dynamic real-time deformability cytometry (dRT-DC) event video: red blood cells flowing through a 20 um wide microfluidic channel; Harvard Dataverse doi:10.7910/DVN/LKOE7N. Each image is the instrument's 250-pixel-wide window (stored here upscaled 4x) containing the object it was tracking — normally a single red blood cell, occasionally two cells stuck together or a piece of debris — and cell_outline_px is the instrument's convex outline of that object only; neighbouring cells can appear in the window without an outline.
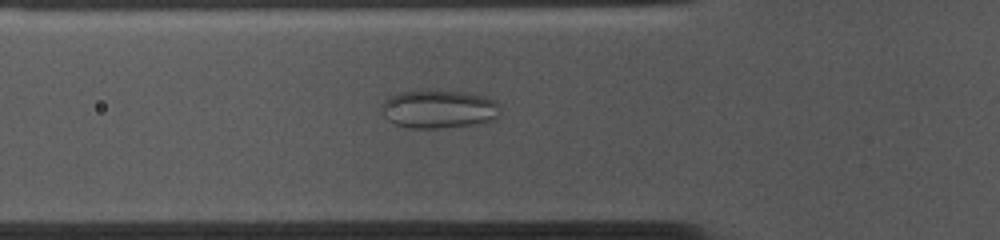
{"species": "common noctule bat (a hibernating species)", "species_latin": "Nyctalus noctula", "temperature_condition": "cold", "stored_images_in_passage": 53, "camera_frame_rate_fps": 3000, "um_per_image_px": 0.085, "animal": {"sex": "female", "body_mass_g": 10.0, "forearm_length_mm": 53.1}, "frame": {"image": 1, "passage_image": 17, "time_ms": 5.333, "image_size_px": [1000, 240], "cell_outline_px": [[500, 112], [496, 120], [476, 124], [440, 128], [412, 128], [396, 124], [388, 120], [384, 112], [384, 100], [400, 92], [464, 92], [484, 96], [496, 100], [500, 104]], "centroid_in_image_um": [37.4, 9.3], "position_along_channel_um": 88.4, "area_um2": 25.95}}
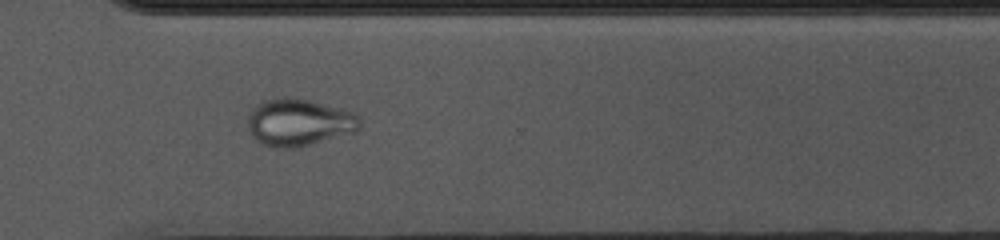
{"frame": {"image": 2, "passage_image": 38, "time_ms": 12.333, "image_size_px": [1000, 240], "cell_outline_px": [[360, 128], [356, 132], [292, 148], [276, 148], [264, 144], [248, 128], [248, 112], [252, 108], [264, 100], [280, 96], [284, 96], [308, 100], [352, 112], [360, 116]], "centroid_in_image_um": [25.41, 10.38], "position_along_channel_um": 345.2, "area_um2": 30.4}}
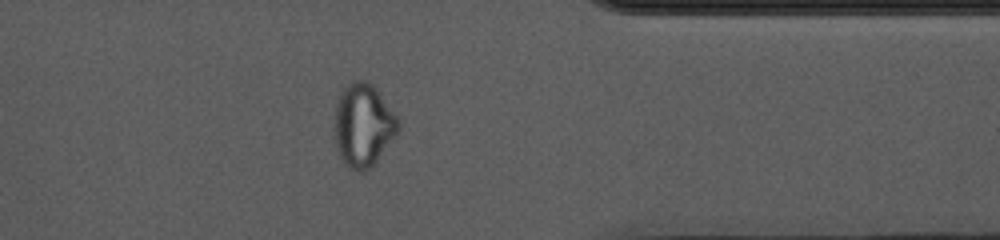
{"frame": {"image": 3, "passage_image": 42, "time_ms": 13.667, "image_size_px": [1000, 240], "cell_outline_px": [[400, 128], [376, 160], [364, 172], [356, 172], [348, 168], [344, 164], [336, 148], [332, 128], [332, 124], [336, 104], [340, 92], [352, 80], [364, 80], [372, 84], [376, 88], [400, 120]], "centroid_in_image_um": [30.82, 10.63], "position_along_channel_um": 380.6, "area_um2": 31.15}}